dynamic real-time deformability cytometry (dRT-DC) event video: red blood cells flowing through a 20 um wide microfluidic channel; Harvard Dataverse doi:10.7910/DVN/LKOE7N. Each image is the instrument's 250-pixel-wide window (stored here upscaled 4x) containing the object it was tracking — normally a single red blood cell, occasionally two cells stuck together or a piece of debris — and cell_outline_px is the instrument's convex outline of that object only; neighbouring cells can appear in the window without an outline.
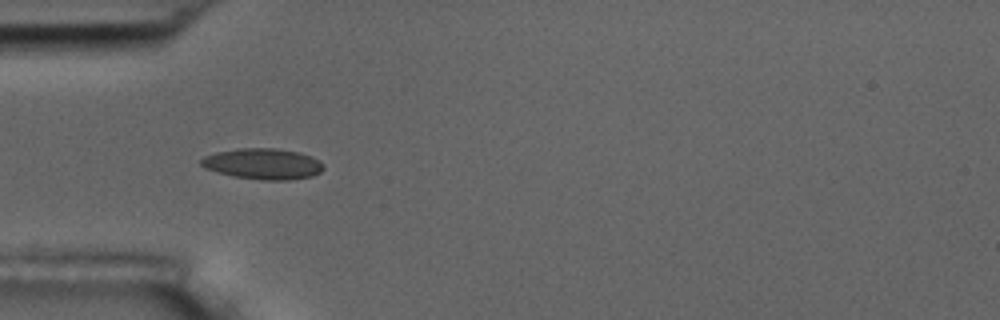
{"species": "common noctule bat (a hibernating species)", "species_latin": "Nyctalus noctula", "temperature_condition": "room temperature", "stored_images_in_passage": 2, "camera_frame_rate_fps": 3000, "um_per_image_px": 0.085, "animal": {"sex": "male", "body_mass_g": 17.5, "forearm_length_mm": 52.3}, "frame": {"image": 1, "passage_image": 1, "time_ms": 0.0, "image_size_px": [1000, 320], "cell_outline_px": [[324, 168], [320, 172], [312, 176], [288, 180], [264, 180], [232, 176], [216, 172], [204, 168], [200, 164], [200, 160], [204, 156], [216, 152], [240, 148], [272, 148], [296, 152], [320, 160], [324, 164]], "centroid_in_image_um": [22.32, 13.93], "position_along_channel_um": 62.7, "area_um2": 21.96}}